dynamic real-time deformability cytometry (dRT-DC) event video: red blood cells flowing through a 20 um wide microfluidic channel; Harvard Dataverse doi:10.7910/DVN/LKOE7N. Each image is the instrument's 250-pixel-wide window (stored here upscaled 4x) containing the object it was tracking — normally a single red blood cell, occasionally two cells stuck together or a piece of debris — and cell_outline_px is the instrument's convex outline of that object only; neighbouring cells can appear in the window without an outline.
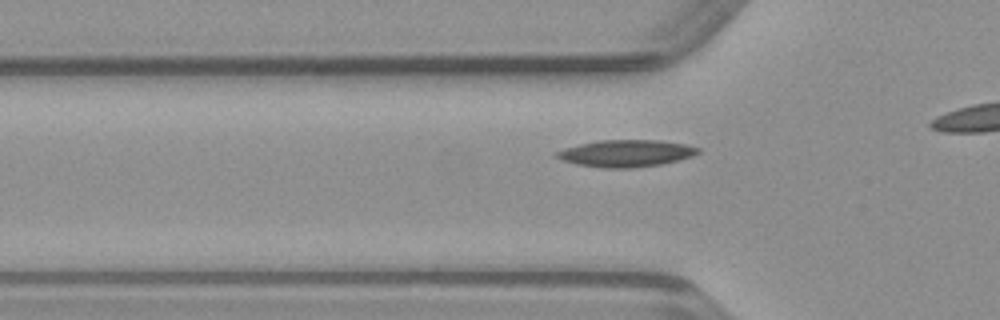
{"species": "common noctule bat (a hibernating species)", "species_latin": "Nyctalus noctula", "temperature_condition": "warm", "stored_images_in_passage": 20, "camera_frame_rate_fps": 3000, "um_per_image_px": 0.085, "animal": {"sex": "male", "body_mass_g": 23.1, "forearm_length_mm": 52.7}, "frame": {"image": 1, "passage_image": 12, "time_ms": 3.667, "image_size_px": [1000, 320], "cell_outline_px": [[700, 152], [692, 156], [660, 164], [632, 168], [608, 168], [580, 164], [564, 160], [556, 156], [556, 152], [564, 148], [596, 140], [660, 140], [688, 144], [700, 148]], "centroid_in_image_um": [53.26, 13.01], "position_along_channel_um": 72.5, "area_um2": 21.96}}
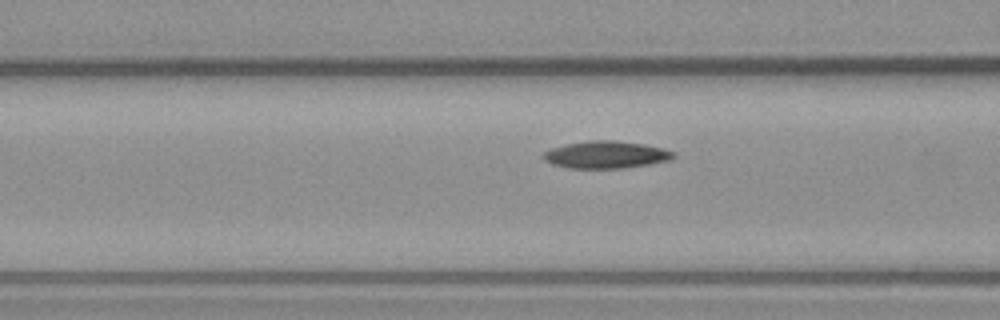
{"frame": {"image": 2, "passage_image": 15, "time_ms": 4.667, "image_size_px": [1000, 320], "cell_outline_px": [[676, 156], [672, 160], [624, 168], [568, 168], [552, 164], [544, 160], [540, 156], [544, 152], [552, 148], [568, 144], [588, 140], [612, 140], [644, 144], [664, 148], [676, 152]], "centroid_in_image_um": [51.54, 13.15], "position_along_channel_um": 115.1, "area_um2": 20.81}}
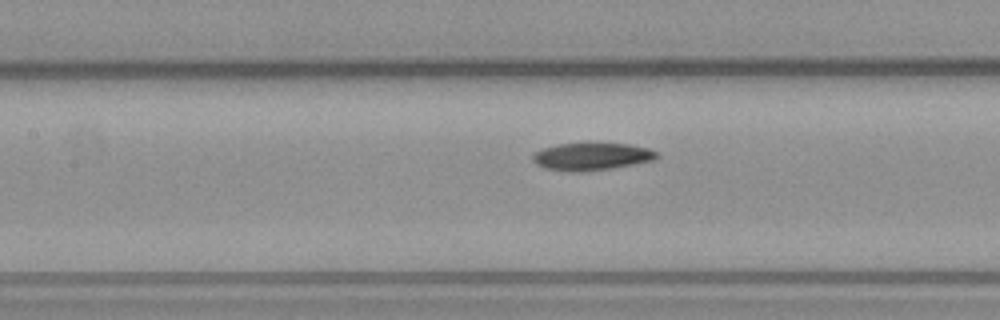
{"frame": {"image": 3, "passage_image": 18, "time_ms": 5.667, "image_size_px": [1000, 320], "cell_outline_px": [[660, 156], [652, 160], [612, 168], [584, 172], [572, 172], [544, 168], [536, 164], [532, 160], [532, 156], [536, 152], [544, 148], [556, 144], [584, 140], [588, 140], [628, 144], [648, 148], [656, 152]], "centroid_in_image_um": [50.25, 13.25], "position_along_channel_um": 157.1, "area_um2": 20.69}}